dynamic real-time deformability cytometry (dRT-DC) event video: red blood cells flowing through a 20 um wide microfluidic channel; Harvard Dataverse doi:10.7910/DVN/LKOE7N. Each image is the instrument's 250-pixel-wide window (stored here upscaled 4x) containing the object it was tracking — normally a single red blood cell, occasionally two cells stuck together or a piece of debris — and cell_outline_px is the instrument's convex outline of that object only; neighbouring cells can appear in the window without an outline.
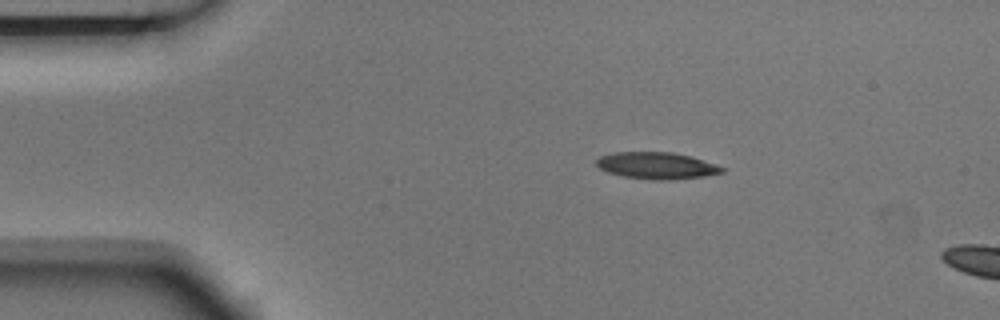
{"species": "Egyptian fruit bat (a non-hibernating species)", "species_latin": "Rousettus aegyptiacus", "temperature_condition": "room temperature", "stored_images_in_passage": 2, "camera_frame_rate_fps": 3000, "um_per_image_px": 0.085, "animal": {"sex": "male"}, "frame": {"image": 1, "passage_image": 1, "time_ms": 0.0, "image_size_px": [1000, 320], "cell_outline_px": [[724, 172], [704, 176], [672, 180], [652, 180], [624, 176], [608, 172], [600, 168], [596, 164], [596, 160], [600, 156], [612, 152], [672, 152], [692, 156], [716, 164], [724, 168]], "centroid_in_image_um": [55.83, 14.07], "position_along_channel_um": 29.2, "area_um2": 19.65}}